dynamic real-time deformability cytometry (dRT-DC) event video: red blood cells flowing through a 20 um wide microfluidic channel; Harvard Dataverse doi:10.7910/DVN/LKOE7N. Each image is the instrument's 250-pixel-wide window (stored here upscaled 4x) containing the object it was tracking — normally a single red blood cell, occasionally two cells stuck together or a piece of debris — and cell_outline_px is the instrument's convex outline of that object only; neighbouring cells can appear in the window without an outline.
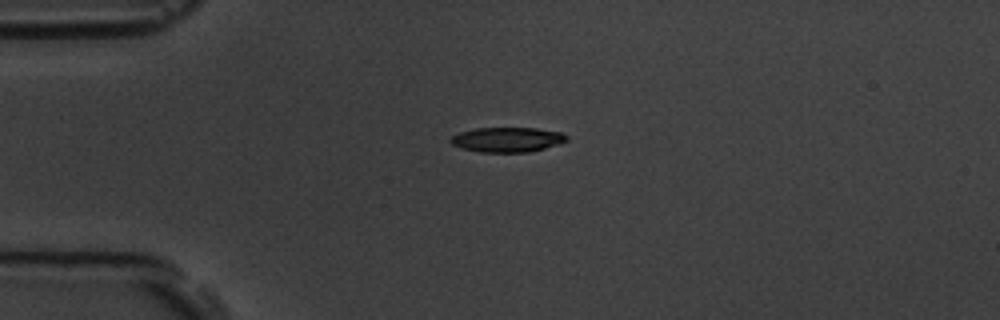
{"species": "common noctule bat (a hibernating species)", "species_latin": "Nyctalus noctula", "temperature_condition": "room temperature", "stored_images_in_passage": 4, "camera_frame_rate_fps": 3000, "um_per_image_px": 0.085, "animal": {"sex": "male", "body_mass_g": 19.5, "forearm_length_mm": 54.6}, "frame": {"image": 1, "passage_image": 3, "time_ms": 2.333, "image_size_px": [1000, 320], "cell_outline_px": [[568, 140], [544, 148], [528, 152], [480, 152], [460, 148], [452, 144], [448, 140], [452, 136], [460, 132], [476, 128], [536, 128], [560, 132], [568, 136]], "centroid_in_image_um": [43.08, 11.86], "position_along_channel_um": 41.9, "area_um2": 16.7}}